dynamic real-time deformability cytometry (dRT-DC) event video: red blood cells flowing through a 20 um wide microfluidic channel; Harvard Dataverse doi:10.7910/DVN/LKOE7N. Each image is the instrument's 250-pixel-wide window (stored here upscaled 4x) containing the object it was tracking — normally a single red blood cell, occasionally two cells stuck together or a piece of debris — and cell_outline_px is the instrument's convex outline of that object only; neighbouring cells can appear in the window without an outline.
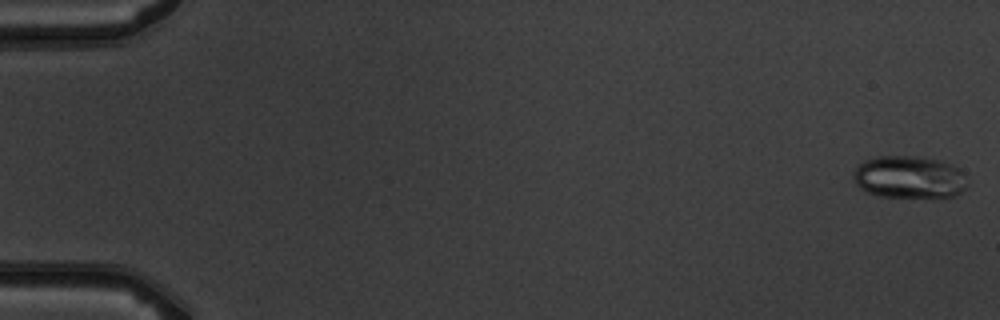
{"species": "common noctule bat (a hibernating species)", "species_latin": "Nyctalus noctula", "temperature_condition": "warm", "stored_images_in_passage": 6, "camera_frame_rate_fps": 3000, "um_per_image_px": 0.085, "animal": {"sex": "male", "body_mass_g": 19.5, "forearm_length_mm": 54.6}, "frame": {"image": 1, "passage_image": 1, "time_ms": 0.0, "image_size_px": [1000, 320], "cell_outline_px": [[968, 184], [960, 192], [952, 196], [880, 196], [864, 192], [856, 184], [852, 176], [856, 168], [864, 160], [876, 156], [924, 156], [940, 160], [956, 168], [960, 172]], "centroid_in_image_um": [77.21, 15.04], "position_along_channel_um": 7.8, "area_um2": 27.86}}
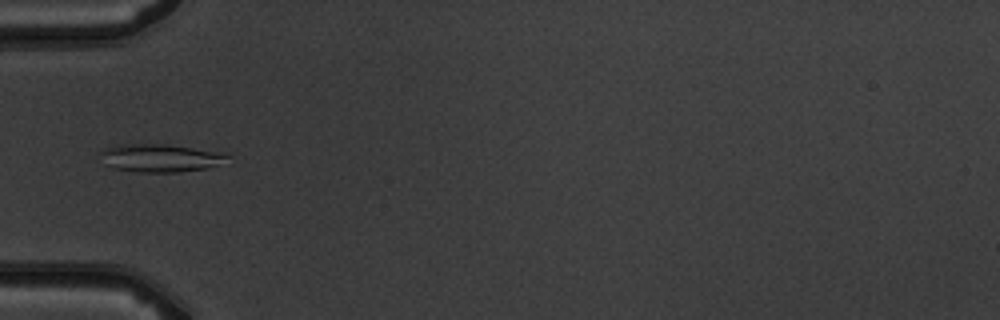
{"frame": {"image": 2, "passage_image": 5, "time_ms": 5.667, "image_size_px": [1000, 320], "cell_outline_px": [[232, 156], [216, 164], [204, 168], [180, 172], [136, 172], [112, 168], [104, 164], [100, 152], [104, 148], [116, 144], [164, 144], [192, 148]], "centroid_in_image_um": [13.47, 13.43], "position_along_channel_um": 71.5, "area_um2": 20.29}}